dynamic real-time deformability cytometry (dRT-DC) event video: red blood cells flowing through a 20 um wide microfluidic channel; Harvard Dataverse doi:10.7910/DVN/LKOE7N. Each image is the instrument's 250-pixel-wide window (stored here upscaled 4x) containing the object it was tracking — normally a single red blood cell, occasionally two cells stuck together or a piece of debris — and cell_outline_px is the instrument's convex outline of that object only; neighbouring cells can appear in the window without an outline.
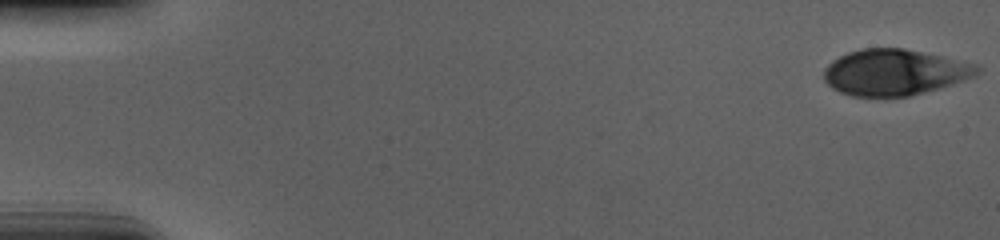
{"species": "human", "species_latin": "Homo sapiens", "temperature_condition": "cold", "stored_images_in_passage": 56, "camera_frame_rate_fps": 3000, "um_per_image_px": 0.085, "donor": {"sex": "male"}, "frame": {"image": 1, "passage_image": 1, "time_ms": 0.0, "image_size_px": [1000, 240], "cell_outline_px": [[984, 68], [976, 76], [940, 88], [908, 96], [852, 96], [840, 92], [832, 88], [824, 80], [824, 68], [832, 60], [848, 52], [860, 48], [904, 48], [944, 56], [980, 64]], "centroid_in_image_um": [76.09, 6.13], "position_along_channel_um": 8.9, "area_um2": 41.5}}
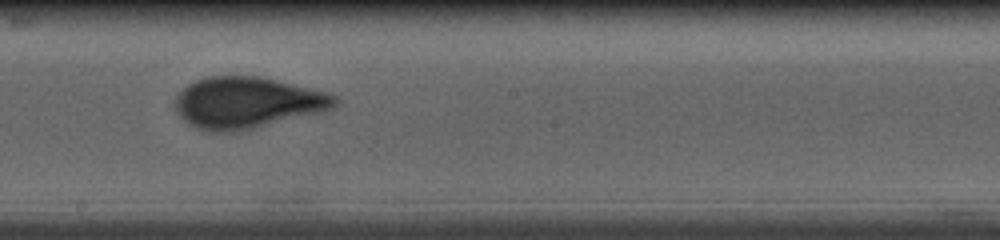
{"frame": {"image": 2, "passage_image": 32, "time_ms": 10.333, "image_size_px": [1000, 240], "cell_outline_px": [[340, 104], [324, 112], [236, 132], [204, 132], [188, 124], [176, 112], [172, 104], [176, 96], [188, 84], [196, 80], [208, 76], [260, 76], [328, 92], [336, 96], [340, 100]], "centroid_in_image_um": [21.01, 8.74], "position_along_channel_um": 227.2, "area_um2": 48.44}}
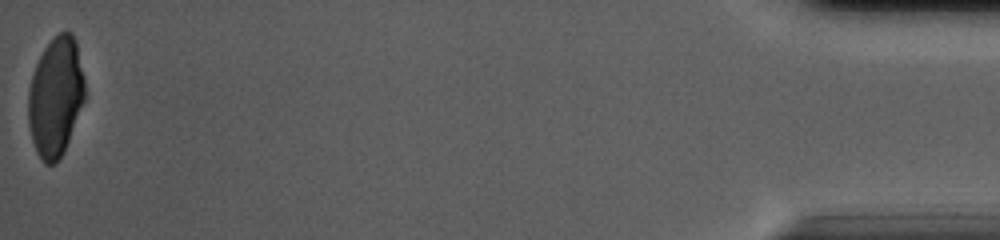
{"frame": {"image": 3, "passage_image": 56, "time_ms": 18.333, "image_size_px": [1000, 240], "cell_outline_px": [[84, 100], [64, 152], [56, 164], [44, 164], [40, 160], [36, 152], [32, 140], [28, 124], [28, 92], [32, 76], [36, 64], [44, 48], [60, 32], [72, 32], [76, 40], [84, 76]], "centroid_in_image_um": [4.72, 8.26], "position_along_channel_um": 430.5, "area_um2": 39.3}, "authors_computed_cell_mechanics": {"area_um2": 44.9395, "velocity_mm_per_s": 3.7021, "shape_relaxation_time_tau1_ms": 4.647, "shape_relaxation_time_tau2_ms": null, "deformation_change_tau1": 0.171, "deformation_change_tau2": null}}